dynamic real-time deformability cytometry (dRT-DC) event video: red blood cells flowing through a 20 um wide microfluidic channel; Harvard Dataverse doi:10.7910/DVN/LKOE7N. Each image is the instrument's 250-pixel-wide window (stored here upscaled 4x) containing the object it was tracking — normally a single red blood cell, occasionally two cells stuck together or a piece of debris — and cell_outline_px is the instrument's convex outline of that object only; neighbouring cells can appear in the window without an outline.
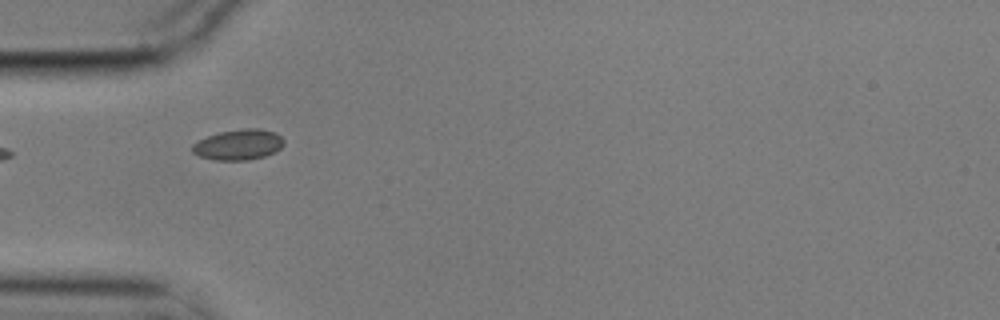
{"species": "common noctule bat (a hibernating species)", "species_latin": "Nyctalus noctula", "temperature_condition": "cold", "stored_images_in_passage": 8, "segment_of_instrument_passage": [2, 2], "camera_frame_rate_fps": 3000, "um_per_image_px": 0.085, "animal": {"sex": "male", "body_mass_g": 17.9}, "frame": {"image": 1, "passage_image": 6, "time_ms": 1.667, "image_size_px": [1000, 320], "cell_outline_px": [[284, 144], [276, 152], [264, 156], [248, 160], [216, 160], [200, 156], [192, 152], [192, 144], [208, 136], [220, 132], [244, 128], [260, 128], [276, 132], [284, 140]], "centroid_in_image_um": [20.3, 12.29], "position_along_channel_um": 64.7, "area_um2": 16.3}}
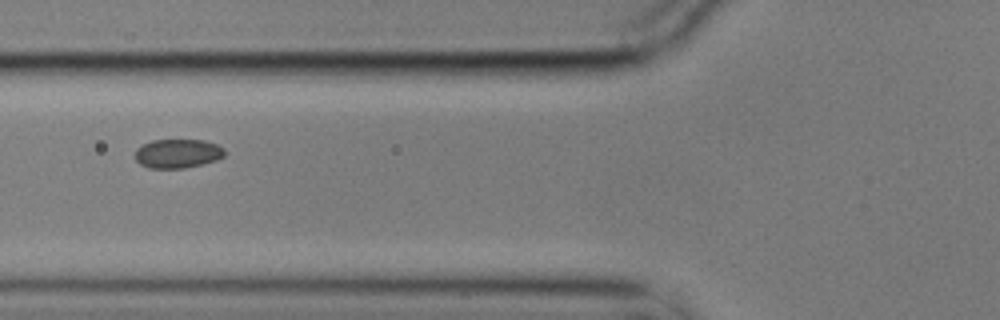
{"frame": {"image": 2, "passage_image": 7, "time_ms": 2.0, "image_size_px": [1000, 320], "cell_outline_px": [[224, 156], [216, 160], [184, 168], [148, 168], [140, 164], [136, 160], [136, 148], [152, 140], [204, 140], [216, 144], [224, 148]], "centroid_in_image_um": [15.09, 13.05], "position_along_channel_um": 110.7, "area_um2": 15.03}}
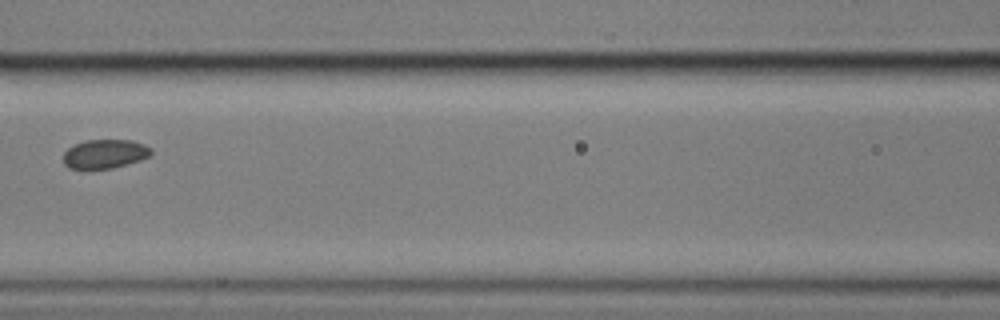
{"frame": {"image": 3, "passage_image": 8, "time_ms": 2.333, "image_size_px": [1000, 320], "cell_outline_px": [[152, 152], [148, 156], [140, 160], [112, 168], [68, 168], [64, 164], [64, 152], [72, 144], [84, 140], [132, 140], [144, 144], [152, 148]], "centroid_in_image_um": [8.9, 13.06], "position_along_channel_um": 157.7, "area_um2": 14.8}}